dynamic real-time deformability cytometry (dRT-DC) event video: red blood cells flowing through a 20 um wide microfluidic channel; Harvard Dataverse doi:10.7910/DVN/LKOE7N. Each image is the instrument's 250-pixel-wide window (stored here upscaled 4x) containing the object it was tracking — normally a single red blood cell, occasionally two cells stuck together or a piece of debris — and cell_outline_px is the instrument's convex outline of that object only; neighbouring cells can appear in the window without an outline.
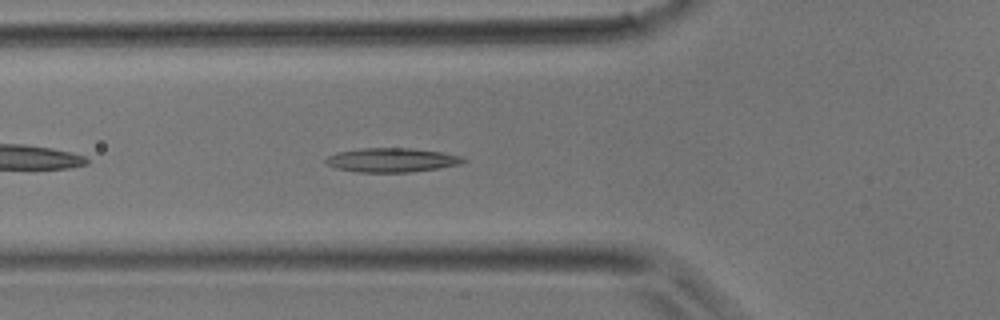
{"species": "common noctule bat (a hibernating species)", "species_latin": "Nyctalus noctula", "temperature_condition": "room temperature", "stored_images_in_passage": 36, "camera_frame_rate_fps": 3000, "um_per_image_px": 0.085, "animal": {"sex": "male", "body_mass_g": 17.9}, "frame": {"image": 1, "passage_image": 11, "time_ms": 3.333, "image_size_px": [1000, 320], "cell_outline_px": [[468, 160], [460, 164], [440, 168], [412, 172], [356, 172], [336, 168], [328, 164], [324, 160], [328, 156], [336, 152], [360, 148], [412, 148], [440, 152], [460, 156]], "centroid_in_image_um": [33.29, 13.6], "position_along_channel_um": 92.5, "area_um2": 19.36}}
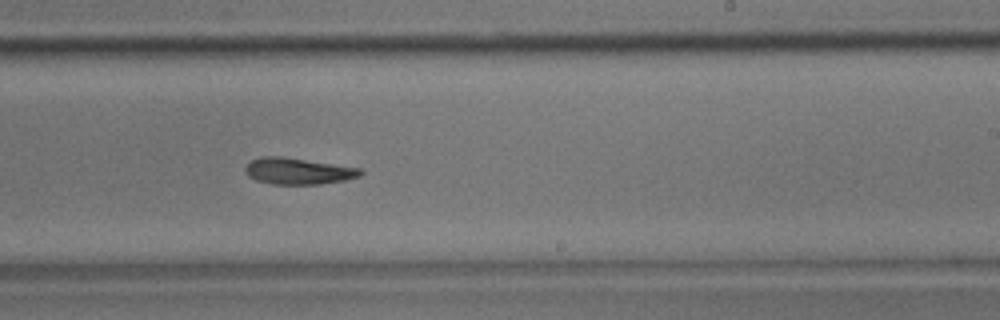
{"frame": {"image": 2, "passage_image": 21, "time_ms": 6.667, "image_size_px": [1000, 320], "cell_outline_px": [[364, 172], [360, 176], [344, 180], [320, 184], [272, 184], [256, 180], [248, 176], [244, 172], [244, 168], [252, 160], [260, 156], [284, 156], [360, 168]], "centroid_in_image_um": [25.32, 14.54], "position_along_channel_um": 263.7, "area_um2": 17.8}}
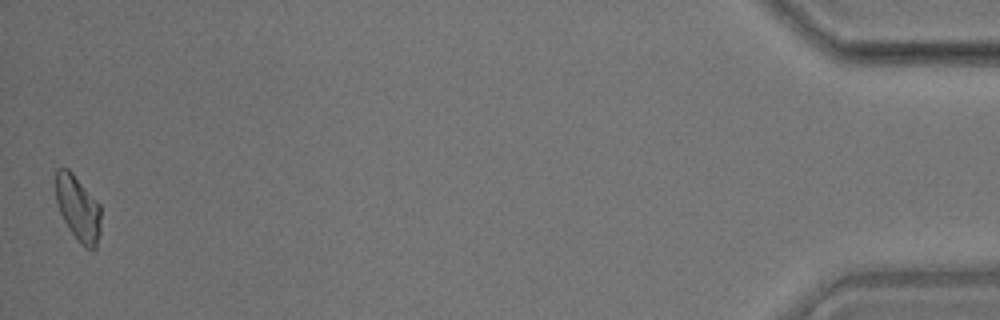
{"frame": {"image": 3, "passage_image": 36, "time_ms": 11.667, "image_size_px": [1000, 320], "cell_outline_px": [[100, 232], [96, 248], [92, 252], [84, 248], [72, 232], [64, 220], [60, 212], [56, 200], [56, 168], [68, 168], [72, 172], [100, 204]], "centroid_in_image_um": [6.65, 17.72], "position_along_channel_um": 428.5, "area_um2": 17.17}}